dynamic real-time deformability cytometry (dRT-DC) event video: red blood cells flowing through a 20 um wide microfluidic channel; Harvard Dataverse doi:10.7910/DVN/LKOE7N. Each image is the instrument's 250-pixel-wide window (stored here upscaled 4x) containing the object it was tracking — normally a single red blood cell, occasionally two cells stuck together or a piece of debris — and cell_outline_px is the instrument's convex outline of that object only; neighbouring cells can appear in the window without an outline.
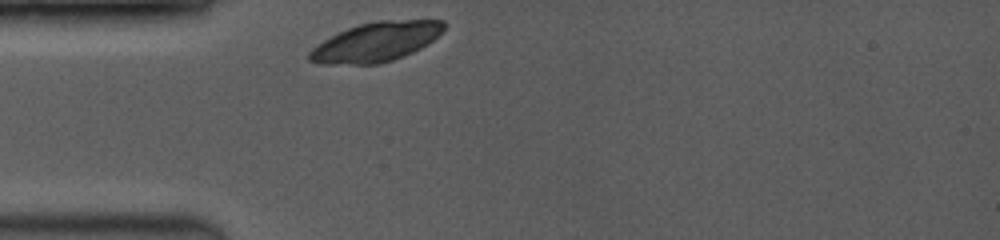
{"species": "common noctule bat (a hibernating species)", "species_latin": "Nyctalus noctula", "temperature_condition": "room temperature", "stored_images_in_passage": 20, "camera_frame_rate_fps": 3500, "um_per_image_px": 0.085, "animal": {"sex": "female", "body_mass_g": 19.0, "forearm_length_mm": 53.3}, "frame": {"image": 1, "passage_image": 1, "time_ms": 0.0, "image_size_px": [1000, 240], "cell_outline_px": [[444, 28], [428, 44], [404, 56], [392, 60], [376, 64], [320, 64], [308, 60], [308, 52], [316, 44], [348, 28], [360, 24], [380, 20], [444, 20]], "centroid_in_image_um": [31.93, 3.57], "position_along_channel_um": 53.1, "area_um2": 30.52}}
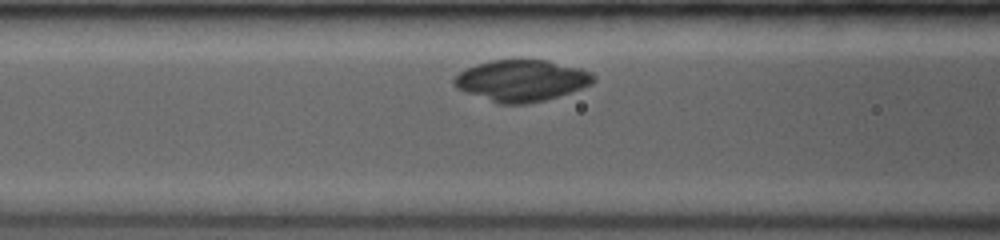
{"frame": {"image": 2, "passage_image": 11, "time_ms": 2.0, "image_size_px": [1000, 240], "cell_outline_px": [[596, 80], [592, 84], [544, 100], [528, 104], [500, 104], [456, 88], [452, 84], [452, 80], [460, 72], [476, 64], [492, 60], [548, 60], [580, 68], [596, 76]], "centroid_in_image_um": [44.32, 6.84], "position_along_channel_um": 122.3, "area_um2": 33.29}}
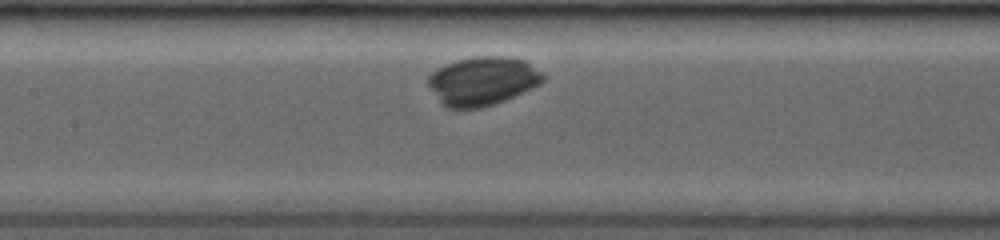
{"frame": {"image": 3, "passage_image": 17, "time_ms": 3.143, "image_size_px": [1000, 240], "cell_outline_px": [[544, 80], [540, 84], [532, 88], [504, 100], [480, 108], [448, 108], [428, 88], [428, 76], [436, 68], [444, 64], [456, 60], [476, 56], [508, 56], [524, 60], [540, 72], [544, 76]], "centroid_in_image_um": [40.98, 6.87], "position_along_channel_um": 166.4, "area_um2": 32.37}}